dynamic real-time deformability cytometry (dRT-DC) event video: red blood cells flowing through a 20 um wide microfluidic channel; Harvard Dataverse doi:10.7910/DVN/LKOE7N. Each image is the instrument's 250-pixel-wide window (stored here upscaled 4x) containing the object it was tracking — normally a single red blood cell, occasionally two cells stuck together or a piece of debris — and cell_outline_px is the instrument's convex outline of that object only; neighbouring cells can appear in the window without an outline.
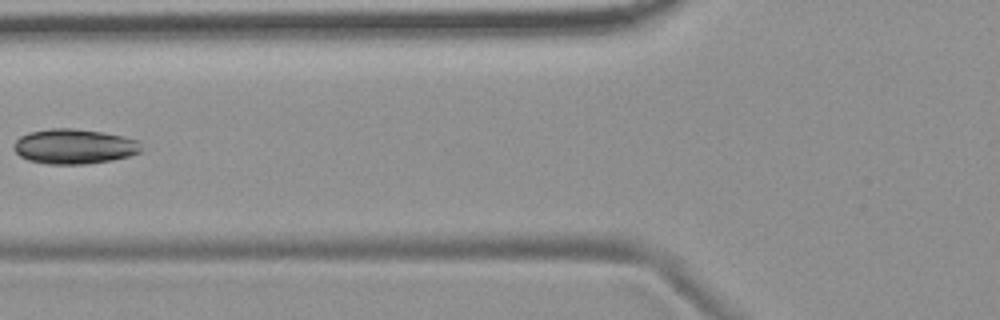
{"species": "common noctule bat (a hibernating species)", "species_latin": "Nyctalus noctula", "temperature_condition": "room temperature", "stored_images_in_passage": 5, "camera_frame_rate_fps": 3000, "um_per_image_px": 0.085, "animal": {"sex": "female", "body_mass_g": 19.9}, "frame": {"image": 1, "passage_image": 4, "time_ms": 3.667, "image_size_px": [1000, 320], "cell_outline_px": [[140, 152], [128, 156], [112, 160], [84, 164], [48, 164], [28, 160], [20, 156], [12, 148], [16, 140], [20, 136], [28, 132], [52, 128], [72, 128], [100, 132], [124, 136], [140, 140]], "centroid_in_image_um": [6.29, 12.44], "position_along_channel_um": 119.5, "area_um2": 25.95}}
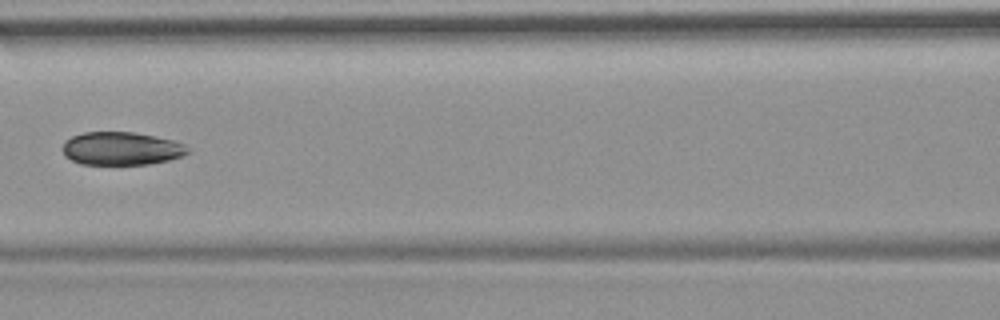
{"frame": {"image": 2, "passage_image": 5, "time_ms": 4.667, "image_size_px": [1000, 320], "cell_outline_px": [[188, 152], [184, 156], [168, 160], [148, 164], [80, 164], [64, 156], [64, 140], [72, 136], [84, 132], [132, 132], [172, 140], [184, 144], [188, 148]], "centroid_in_image_um": [10.3, 12.63], "position_along_channel_um": 156.3, "area_um2": 23.99}}